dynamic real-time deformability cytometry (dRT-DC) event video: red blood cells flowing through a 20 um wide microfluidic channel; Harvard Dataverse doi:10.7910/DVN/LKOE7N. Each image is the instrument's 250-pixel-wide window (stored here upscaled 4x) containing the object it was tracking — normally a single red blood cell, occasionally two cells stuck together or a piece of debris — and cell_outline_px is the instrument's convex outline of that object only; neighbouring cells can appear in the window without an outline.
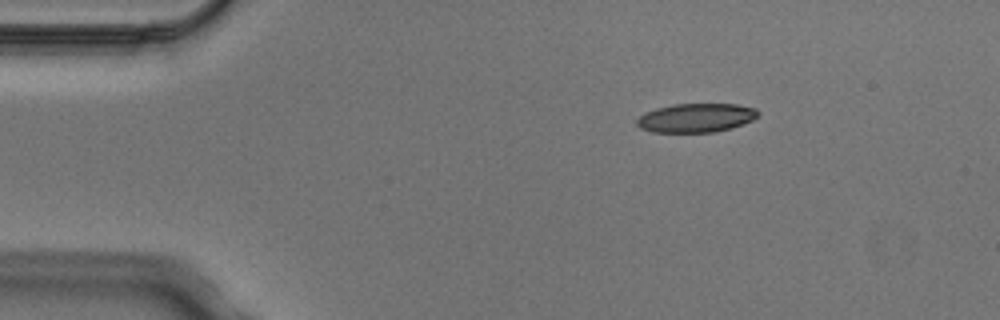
{"species": "Egyptian fruit bat (a non-hibernating species)", "species_latin": "Rousettus aegyptiacus", "temperature_condition": "cold", "stored_images_in_passage": 2, "camera_frame_rate_fps": 3000, "um_per_image_px": 0.085, "animal": {"sex": "male"}, "frame": {"image": 1, "passage_image": 1, "time_ms": 0.0, "image_size_px": [1000, 320], "cell_outline_px": [[760, 112], [752, 120], [732, 128], [716, 132], [652, 132], [640, 128], [636, 124], [636, 120], [644, 112], [656, 108], [672, 104], [736, 104], [756, 108]], "centroid_in_image_um": [59.15, 10.01], "position_along_channel_um": 25.9, "area_um2": 20.52}}